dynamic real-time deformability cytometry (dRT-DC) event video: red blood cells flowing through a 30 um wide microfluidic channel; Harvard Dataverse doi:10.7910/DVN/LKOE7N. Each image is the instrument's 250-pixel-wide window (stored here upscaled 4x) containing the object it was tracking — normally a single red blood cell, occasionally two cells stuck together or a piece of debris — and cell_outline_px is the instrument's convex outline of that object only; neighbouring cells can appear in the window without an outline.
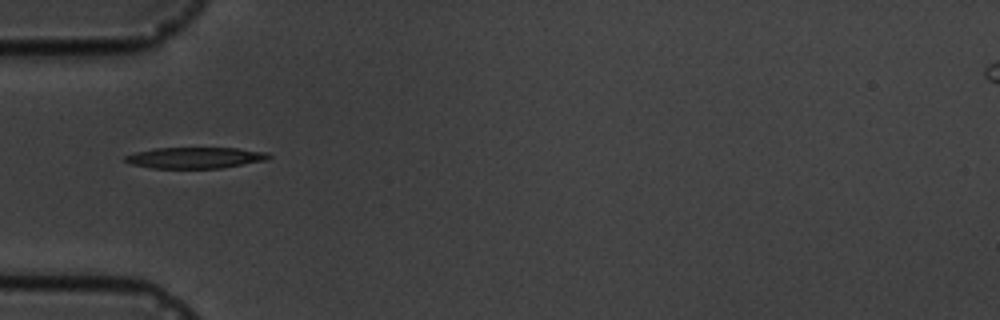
{"species": "common noctule bat (a hibernating species)", "species_latin": "Nyctalus noctula", "temperature_condition": "cold", "stored_images_in_passage": 3, "camera_frame_rate_fps": 3000, "um_per_image_px": 0.085, "animal": {"sex": "male", "body_mass_g": 19.5, "forearm_length_mm": 54.6}, "frame": {"image": 1, "passage_image": 1, "time_ms": 0.0, "image_size_px": [1000, 320], "cell_outline_px": [[272, 156], [268, 160], [220, 168], [152, 168], [128, 164], [124, 160], [124, 156], [136, 152], [156, 148], [236, 148], [268, 152]], "centroid_in_image_um": [16.59, 13.41], "position_along_channel_um": 68.4, "area_um2": 17.74}}
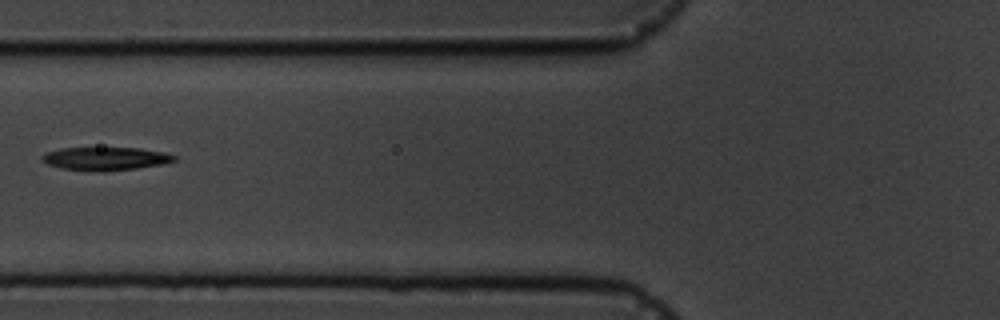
{"frame": {"image": 2, "passage_image": 2, "time_ms": 1.333, "image_size_px": [1000, 320], "cell_outline_px": [[176, 160], [160, 164], [136, 168], [100, 172], [60, 168], [48, 164], [40, 160], [40, 156], [44, 152], [60, 148], [140, 148], [164, 152], [176, 156]], "centroid_in_image_um": [8.9, 13.48], "position_along_channel_um": 116.9, "area_um2": 17.92}}
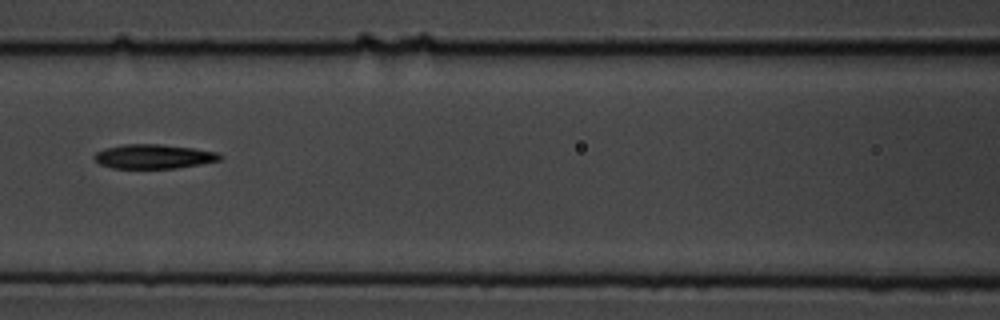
{"frame": {"image": 3, "passage_image": 3, "time_ms": 2.333, "image_size_px": [1000, 320], "cell_outline_px": [[224, 156], [220, 160], [200, 164], [176, 168], [112, 168], [100, 164], [92, 156], [96, 152], [104, 148], [124, 144], [160, 144], [192, 148], [220, 152]], "centroid_in_image_um": [13.07, 13.29], "position_along_channel_um": 153.5, "area_um2": 17.86}}